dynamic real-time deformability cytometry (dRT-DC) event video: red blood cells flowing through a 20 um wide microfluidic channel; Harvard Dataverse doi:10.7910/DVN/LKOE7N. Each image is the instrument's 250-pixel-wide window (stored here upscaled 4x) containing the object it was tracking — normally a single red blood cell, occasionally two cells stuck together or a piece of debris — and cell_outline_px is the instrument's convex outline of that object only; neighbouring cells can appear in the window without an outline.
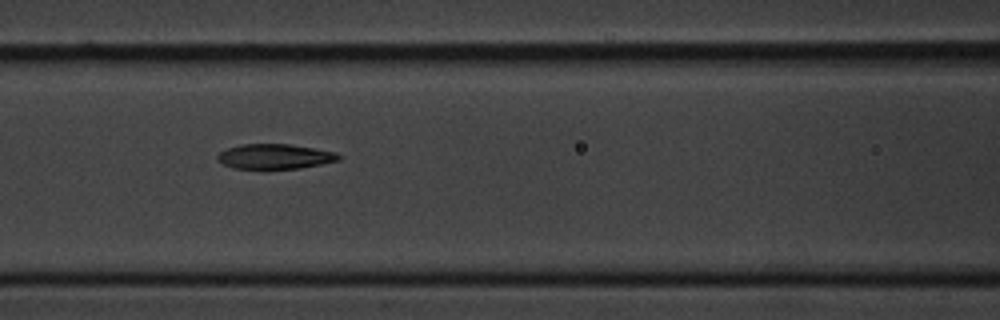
{"species": "common noctule bat (a hibernating species)", "species_latin": "Nyctalus noctula", "temperature_condition": "cold", "stored_images_in_passage": 11, "camera_frame_rate_fps": 3000, "um_per_image_px": 0.085, "animal": {"sex": "male", "body_mass_g": 20.1, "forearm_length_mm": 53.5}, "frame": {"image": 1, "passage_image": 7, "time_ms": 7.667, "image_size_px": [1000, 320], "cell_outline_px": [[340, 160], [300, 168], [268, 172], [232, 168], [216, 160], [216, 156], [220, 152], [228, 148], [240, 144], [288, 144], [336, 152], [340, 156]], "centroid_in_image_um": [23.29, 13.35], "position_along_channel_um": 143.3, "area_um2": 18.38}}
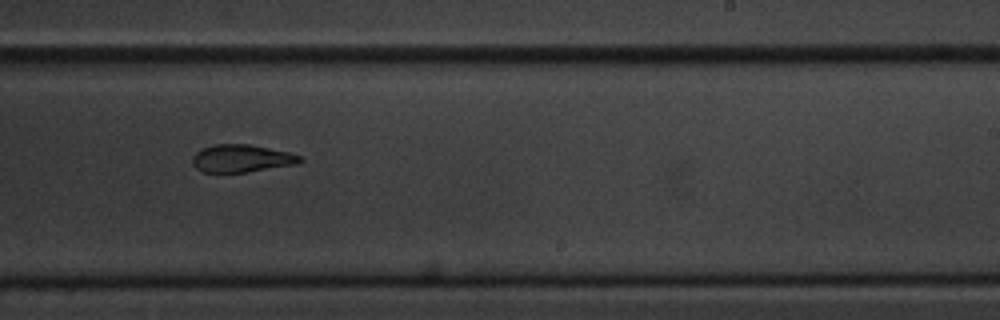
{"frame": {"image": 2, "passage_image": 10, "time_ms": 11.333, "image_size_px": [1000, 320], "cell_outline_px": [[304, 160], [296, 164], [248, 172], [204, 172], [196, 168], [192, 164], [192, 156], [200, 148], [212, 144], [248, 144], [288, 152], [300, 156]], "centroid_in_image_um": [20.49, 13.46], "position_along_channel_um": 268.5, "area_um2": 17.34}}
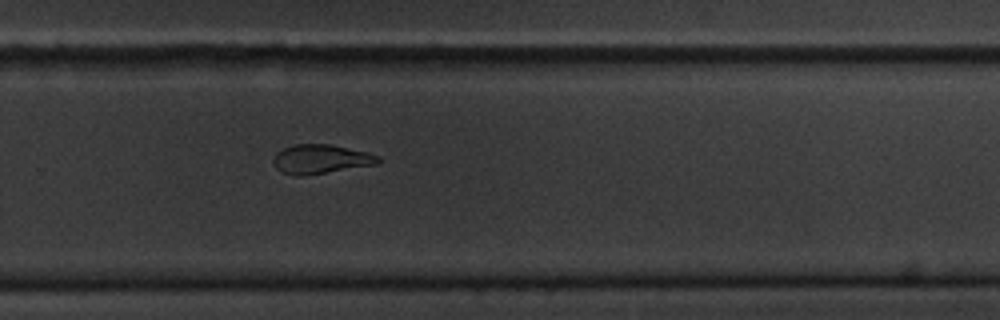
{"frame": {"image": 3, "passage_image": 11, "time_ms": 12.333, "image_size_px": [1000, 320], "cell_outline_px": [[380, 160], [376, 164], [300, 176], [296, 176], [280, 172], [276, 168], [272, 160], [276, 152], [284, 148], [296, 144], [332, 144], [380, 156]], "centroid_in_image_um": [27.2, 13.52], "position_along_channel_um": 302.6, "area_um2": 17.57}}